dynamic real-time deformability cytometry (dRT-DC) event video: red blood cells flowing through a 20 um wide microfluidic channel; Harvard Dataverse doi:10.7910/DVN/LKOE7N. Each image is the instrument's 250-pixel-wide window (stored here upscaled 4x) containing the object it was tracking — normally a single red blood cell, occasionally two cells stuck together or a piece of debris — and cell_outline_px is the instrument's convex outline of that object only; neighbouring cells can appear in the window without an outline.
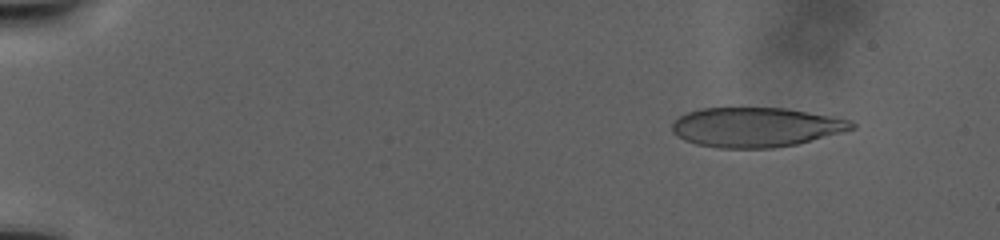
{"species": "human", "species_latin": "Homo sapiens", "temperature_condition": "warm", "stored_images_in_passage": 29, "camera_frame_rate_fps": 3000, "um_per_image_px": 0.085, "donor": {"sex": "male"}, "frame": {"image": 1, "passage_image": 7, "time_ms": 4.333, "image_size_px": [1000, 240], "cell_outline_px": [[856, 128], [844, 132], [796, 144], [772, 148], [720, 148], [696, 144], [684, 140], [672, 132], [672, 124], [680, 116], [688, 112], [704, 108], [784, 108], [808, 112], [852, 120], [856, 124]], "centroid_in_image_um": [64.27, 10.81], "position_along_channel_um": 20.7, "area_um2": 41.33}}
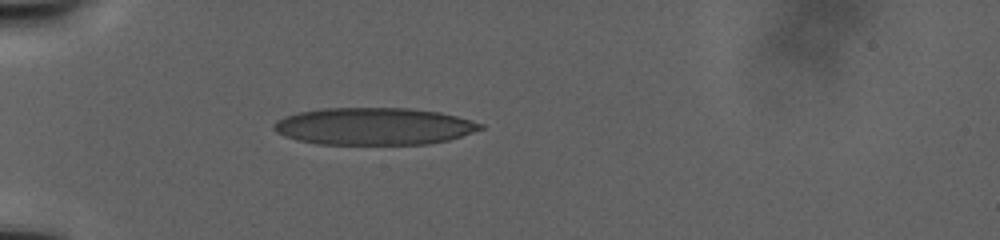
{"frame": {"image": 2, "passage_image": 25, "time_ms": 13.0, "image_size_px": [1000, 240], "cell_outline_px": [[484, 128], [448, 140], [428, 144], [316, 144], [284, 136], [276, 132], [272, 128], [272, 124], [276, 120], [284, 116], [300, 112], [320, 108], [408, 108], [440, 112], [456, 116], [484, 124]], "centroid_in_image_um": [31.75, 10.73], "position_along_channel_um": 53.3, "area_um2": 44.8}}